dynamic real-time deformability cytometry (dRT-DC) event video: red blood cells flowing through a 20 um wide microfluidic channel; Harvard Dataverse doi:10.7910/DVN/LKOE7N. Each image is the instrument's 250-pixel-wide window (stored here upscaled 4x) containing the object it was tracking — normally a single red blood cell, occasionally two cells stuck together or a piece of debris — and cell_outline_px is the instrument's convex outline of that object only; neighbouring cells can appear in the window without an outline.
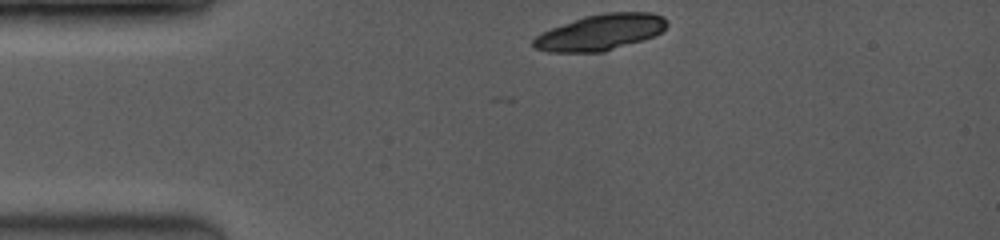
{"species": "common noctule bat (a hibernating species)", "species_latin": "Nyctalus noctula", "temperature_condition": "room temperature", "stored_images_in_passage": 6, "camera_frame_rate_fps": 3500, "um_per_image_px": 0.085, "animal": {"sex": "female", "body_mass_g": 19.0, "forearm_length_mm": 53.3}, "frame": {"image": 1, "passage_image": 1, "time_ms": 0.0, "image_size_px": [1000, 240], "cell_outline_px": [[668, 24], [660, 32], [652, 36], [604, 52], [548, 52], [536, 48], [532, 44], [532, 40], [536, 36], [552, 28], [584, 16], [604, 12], [652, 12], [664, 16], [668, 20]], "centroid_in_image_um": [51.05, 2.73], "position_along_channel_um": 33.9, "area_um2": 27.74}}